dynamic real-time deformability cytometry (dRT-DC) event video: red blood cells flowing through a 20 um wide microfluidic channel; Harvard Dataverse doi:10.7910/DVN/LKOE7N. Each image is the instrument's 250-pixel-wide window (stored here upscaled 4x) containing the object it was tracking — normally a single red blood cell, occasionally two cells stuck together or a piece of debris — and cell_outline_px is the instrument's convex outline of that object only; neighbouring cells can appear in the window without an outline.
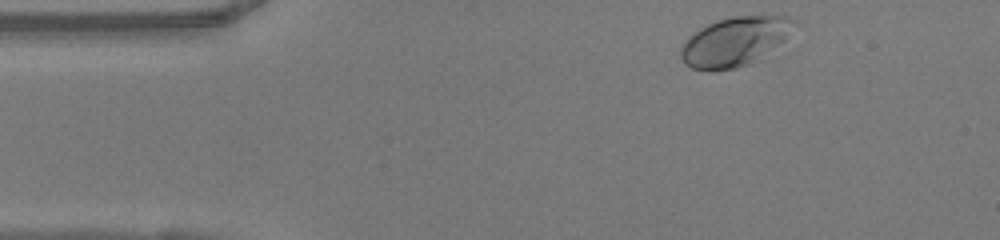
{"species": "human", "species_latin": "Homo sapiens", "temperature_condition": "warm", "stored_images_in_passage": 44, "camera_frame_rate_fps": 3000, "um_per_image_px": 0.085, "donor": {"sex": "female"}, "frame": {"image": 1, "passage_image": 1, "time_ms": 0.0, "image_size_px": [1000, 240], "cell_outline_px": [[796, 20], [784, 36], [780, 40], [748, 64], [736, 68], [692, 68], [684, 64], [680, 56], [680, 48], [688, 36], [700, 28], [716, 20], [732, 16], [784, 16]], "centroid_in_image_um": [62.33, 3.49], "position_along_channel_um": 22.7, "area_um2": 30.81}}
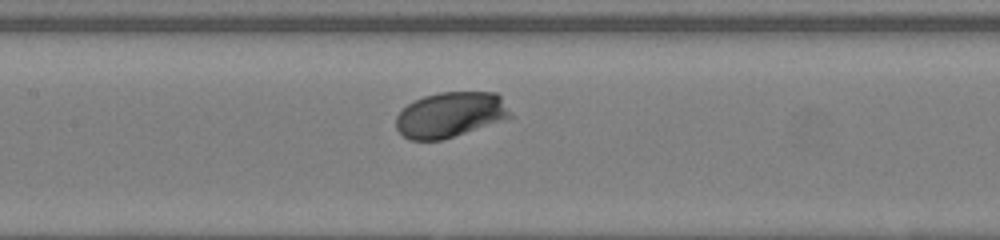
{"frame": {"image": 2, "passage_image": 17, "time_ms": 5.333, "image_size_px": [1000, 240], "cell_outline_px": [[516, 116], [508, 120], [440, 140], [408, 140], [396, 128], [396, 116], [408, 104], [424, 96], [440, 92], [496, 92], [500, 96]], "centroid_in_image_um": [38.35, 9.75], "position_along_channel_um": 169.0, "area_um2": 30.52}}
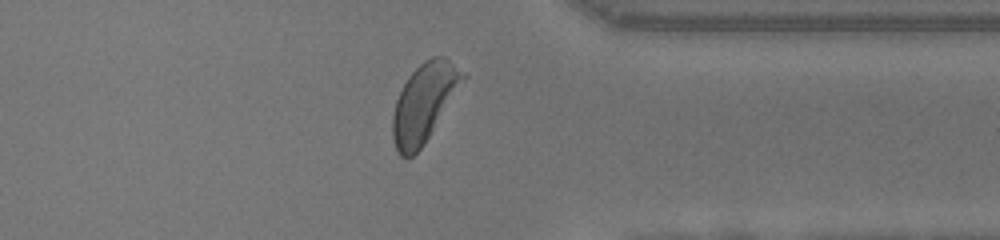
{"frame": {"image": 3, "passage_image": 33, "time_ms": 10.667, "image_size_px": [1000, 240], "cell_outline_px": [[468, 76], [420, 148], [408, 160], [400, 156], [396, 152], [392, 136], [392, 116], [396, 100], [408, 76], [424, 60], [432, 56], [444, 56], [464, 72]], "centroid_in_image_um": [36.03, 8.73], "position_along_channel_um": 375.4, "area_um2": 31.73}, "authors_computed_cell_mechanics": {"area_um2": 30.3739, "velocity_mm_per_s": 4.0137, "shape_relaxation_time_tau1_ms": 0.7846, "shape_relaxation_time_tau2_ms": null, "deformation_change_tau1": 0.1039, "deformation_change_tau2": null}}